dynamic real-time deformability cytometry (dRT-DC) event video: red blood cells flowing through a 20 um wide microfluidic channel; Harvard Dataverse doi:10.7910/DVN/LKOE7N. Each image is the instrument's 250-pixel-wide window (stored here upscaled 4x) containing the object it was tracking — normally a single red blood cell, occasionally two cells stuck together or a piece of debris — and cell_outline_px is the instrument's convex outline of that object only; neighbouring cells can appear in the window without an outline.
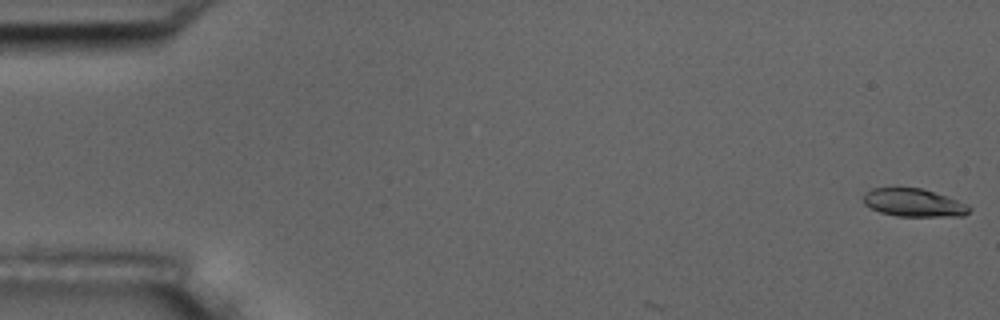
{"species": "common noctule bat (a hibernating species)", "species_latin": "Nyctalus noctula", "temperature_condition": "room temperature", "stored_images_in_passage": 6, "camera_frame_rate_fps": 3000, "um_per_image_px": 0.085, "animal": {"sex": "male", "body_mass_g": 17.5, "forearm_length_mm": 52.3}, "frame": {"image": 1, "passage_image": 1, "time_ms": 0.0, "image_size_px": [1000, 320], "cell_outline_px": [[972, 208], [964, 216], [896, 216], [880, 212], [864, 204], [864, 192], [872, 188], [920, 188], [956, 200]], "centroid_in_image_um": [77.62, 17.24], "position_along_channel_um": 7.4, "area_um2": 16.94}}